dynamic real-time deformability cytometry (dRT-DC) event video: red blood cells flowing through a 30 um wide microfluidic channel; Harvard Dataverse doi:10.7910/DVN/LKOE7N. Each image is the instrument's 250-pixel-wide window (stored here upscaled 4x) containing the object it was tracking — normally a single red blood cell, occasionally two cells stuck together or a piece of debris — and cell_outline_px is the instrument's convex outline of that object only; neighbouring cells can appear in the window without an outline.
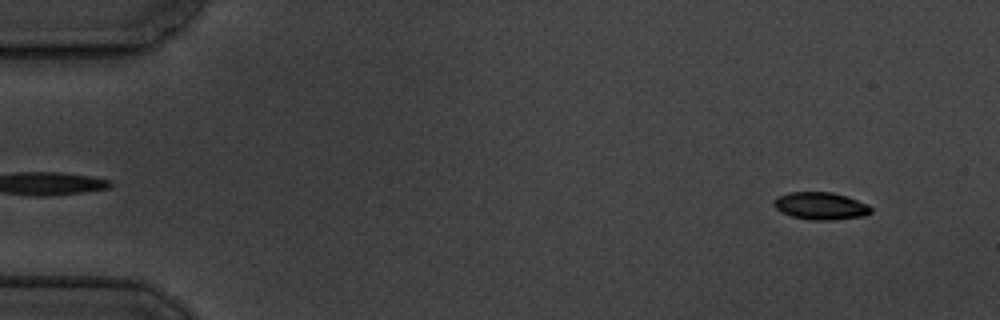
{"species": "common noctule bat (a hibernating species)", "species_latin": "Nyctalus noctula", "temperature_condition": "cold", "stored_images_in_passage": 5, "camera_frame_rate_fps": 3000, "um_per_image_px": 0.085, "animal": {"sex": "male", "body_mass_g": 19.5, "forearm_length_mm": 54.6}, "frame": {"image": 1, "passage_image": 1, "time_ms": 0.0, "image_size_px": [1000, 320], "cell_outline_px": [[872, 212], [864, 216], [836, 220], [812, 220], [792, 216], [780, 212], [772, 204], [772, 200], [788, 192], [832, 192], [848, 196], [868, 204], [872, 208]], "centroid_in_image_um": [69.77, 17.5], "position_along_channel_um": 15.2, "area_um2": 15.72}}
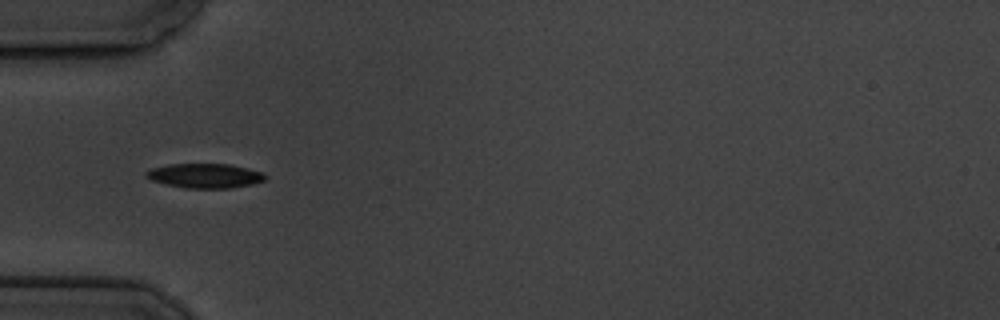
{"frame": {"image": 2, "passage_image": 5, "time_ms": 4.667, "image_size_px": [1000, 320], "cell_outline_px": [[268, 176], [264, 180], [252, 184], [232, 188], [188, 188], [168, 184], [152, 180], [144, 176], [144, 172], [148, 168], [168, 164], [228, 164], [260, 172]], "centroid_in_image_um": [17.36, 14.93], "position_along_channel_um": 67.6, "area_um2": 16.88}}